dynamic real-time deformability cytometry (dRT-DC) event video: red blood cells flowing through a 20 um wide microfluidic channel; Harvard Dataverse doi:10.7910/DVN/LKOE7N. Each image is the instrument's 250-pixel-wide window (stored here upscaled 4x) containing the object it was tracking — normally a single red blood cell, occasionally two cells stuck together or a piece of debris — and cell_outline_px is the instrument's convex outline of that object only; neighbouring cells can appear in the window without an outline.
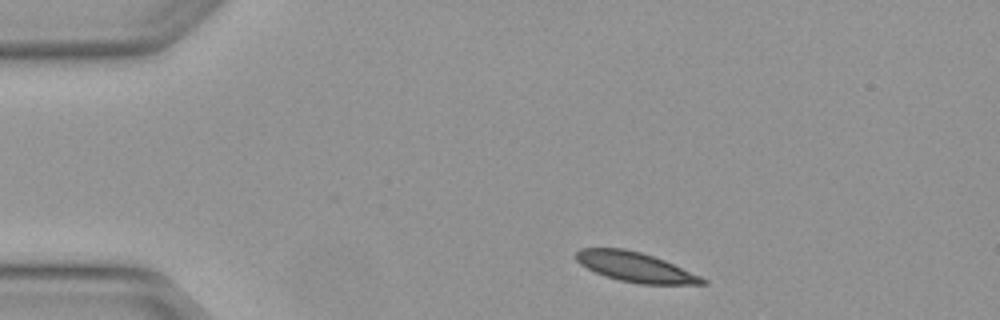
{"species": "Egyptian fruit bat (a non-hibernating species)", "species_latin": "Rousettus aegyptiacus", "temperature_condition": "warm", "stored_images_in_passage": 2, "camera_frame_rate_fps": 3000, "um_per_image_px": 0.085, "animal": {"sex": "female"}, "frame": {"image": 1, "passage_image": 1, "time_ms": 0.0, "image_size_px": [1000, 320], "cell_outline_px": [[708, 284], [640, 284], [620, 280], [604, 276], [580, 264], [576, 260], [576, 252], [580, 248], [624, 248], [640, 252], [664, 260], [700, 276], [708, 280]], "centroid_in_image_um": [53.99, 22.7], "position_along_channel_um": 31.0, "area_um2": 21.68}}